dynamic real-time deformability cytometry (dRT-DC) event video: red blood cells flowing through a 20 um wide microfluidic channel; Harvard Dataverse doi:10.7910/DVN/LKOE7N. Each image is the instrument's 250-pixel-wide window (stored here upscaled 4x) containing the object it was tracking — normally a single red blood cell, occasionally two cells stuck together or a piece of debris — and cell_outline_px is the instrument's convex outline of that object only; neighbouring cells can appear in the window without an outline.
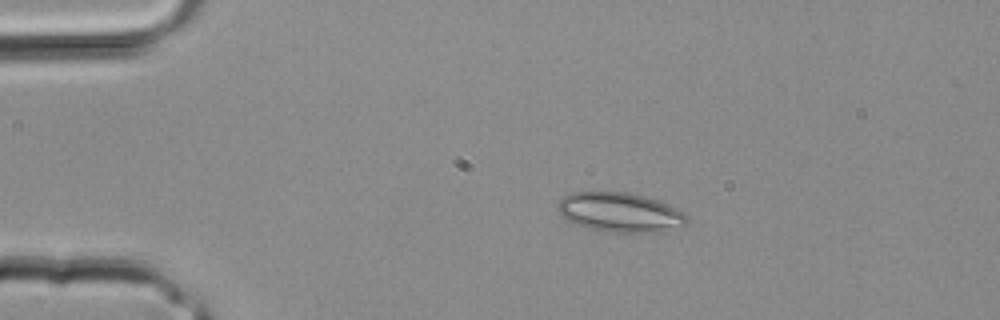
{"species": "common noctule bat (a hibernating species)", "species_latin": "Nyctalus noctula", "temperature_condition": "room temperature", "stored_images_in_passage": 4, "camera_frame_rate_fps": 3000, "um_per_image_px": 0.085, "animal": {"sex": "male", "body_mass_g": 20.4}, "frame": {"image": 1, "passage_image": 2, "time_ms": 0.333, "image_size_px": [1000, 320], "cell_outline_px": [[688, 220], [684, 224], [664, 232], [612, 232], [588, 228], [576, 224], [568, 220], [556, 208], [556, 204], [564, 196], [572, 192], [628, 192], [644, 196], [668, 204], [684, 212], [688, 216]], "centroid_in_image_um": [52.71, 18.04], "position_along_channel_um": 32.3, "area_um2": 29.59}}